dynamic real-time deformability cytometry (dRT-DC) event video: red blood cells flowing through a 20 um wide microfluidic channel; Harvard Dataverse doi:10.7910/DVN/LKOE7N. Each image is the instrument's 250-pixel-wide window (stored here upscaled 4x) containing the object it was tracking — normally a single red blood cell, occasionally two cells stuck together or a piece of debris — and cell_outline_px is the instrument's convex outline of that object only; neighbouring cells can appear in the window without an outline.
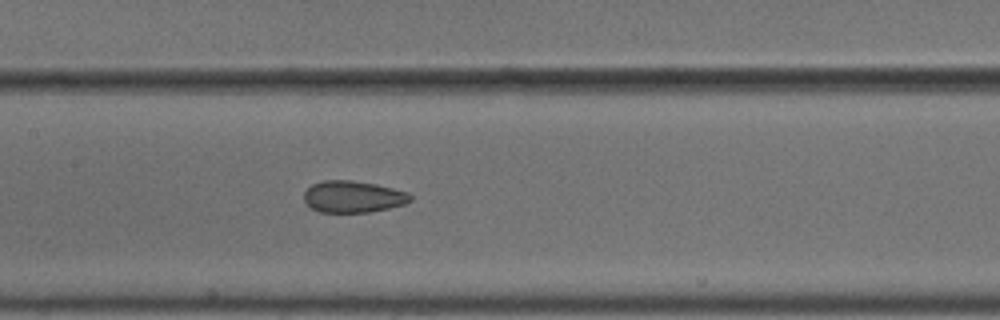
{"species": "common noctule bat (a hibernating species)", "species_latin": "Nyctalus noctula", "temperature_condition": "cold", "stored_images_in_passage": 8, "camera_frame_rate_fps": 3000, "um_per_image_px": 0.085, "animal": {"sex": "male", "body_mass_g": 18.8}, "frame": {"image": 1, "passage_image": 8, "time_ms": 2.333, "image_size_px": [1000, 320], "cell_outline_px": [[412, 200], [404, 204], [388, 208], [368, 212], [320, 212], [312, 208], [304, 200], [304, 192], [312, 184], [324, 180], [352, 180], [376, 184], [408, 192], [412, 196]], "centroid_in_image_um": [30.01, 16.71], "position_along_channel_um": 177.4, "area_um2": 19.59}}